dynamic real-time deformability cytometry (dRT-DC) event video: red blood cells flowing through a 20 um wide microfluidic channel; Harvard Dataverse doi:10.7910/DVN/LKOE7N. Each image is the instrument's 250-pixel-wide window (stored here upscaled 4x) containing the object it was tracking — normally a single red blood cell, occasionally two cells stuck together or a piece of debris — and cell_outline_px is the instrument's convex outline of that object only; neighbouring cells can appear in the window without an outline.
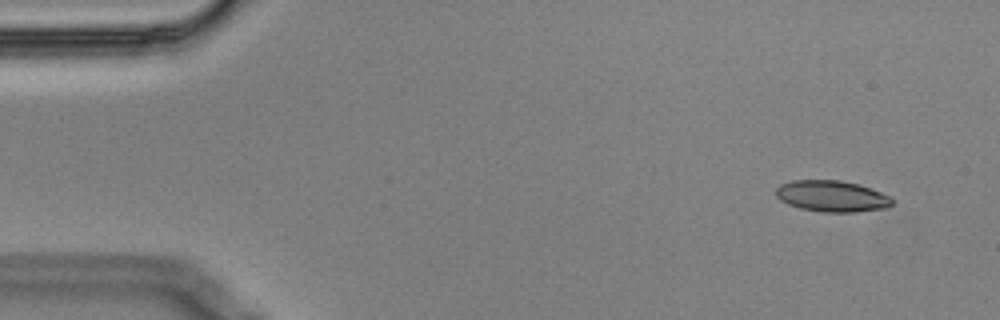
{"species": "Egyptian fruit bat (a non-hibernating species)", "species_latin": "Rousettus aegyptiacus", "temperature_condition": "cold", "stored_images_in_passage": 4, "camera_frame_rate_fps": 3000, "um_per_image_px": 0.085, "animal": {"sex": "male"}, "frame": {"image": 1, "passage_image": 1, "time_ms": 0.0, "image_size_px": [1000, 320], "cell_outline_px": [[896, 200], [888, 208], [856, 212], [824, 212], [800, 208], [788, 204], [780, 200], [776, 196], [776, 188], [780, 184], [792, 180], [840, 180], [860, 184], [892, 196]], "centroid_in_image_um": [70.76, 16.67], "position_along_channel_um": 14.2, "area_um2": 21.5}}
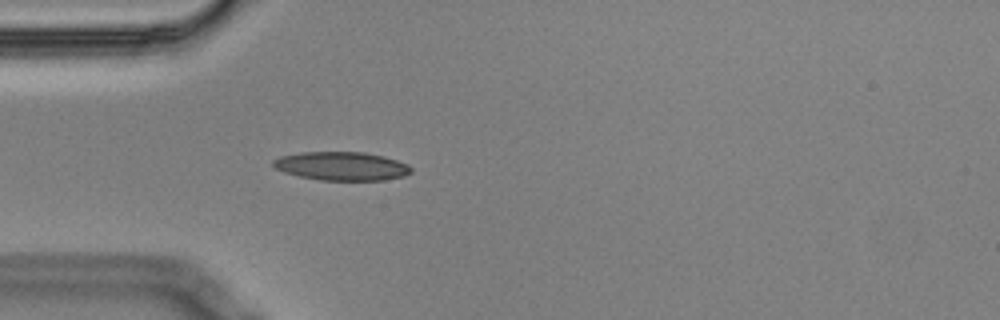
{"frame": {"image": 2, "passage_image": 4, "time_ms": 1.0, "image_size_px": [1000, 320], "cell_outline_px": [[412, 172], [404, 176], [384, 180], [320, 180], [300, 176], [284, 172], [276, 168], [272, 164], [272, 160], [280, 156], [300, 152], [364, 152], [384, 156], [408, 164], [412, 168]], "centroid_in_image_um": [29.05, 14.11], "position_along_channel_um": 56.0, "area_um2": 23.0}}